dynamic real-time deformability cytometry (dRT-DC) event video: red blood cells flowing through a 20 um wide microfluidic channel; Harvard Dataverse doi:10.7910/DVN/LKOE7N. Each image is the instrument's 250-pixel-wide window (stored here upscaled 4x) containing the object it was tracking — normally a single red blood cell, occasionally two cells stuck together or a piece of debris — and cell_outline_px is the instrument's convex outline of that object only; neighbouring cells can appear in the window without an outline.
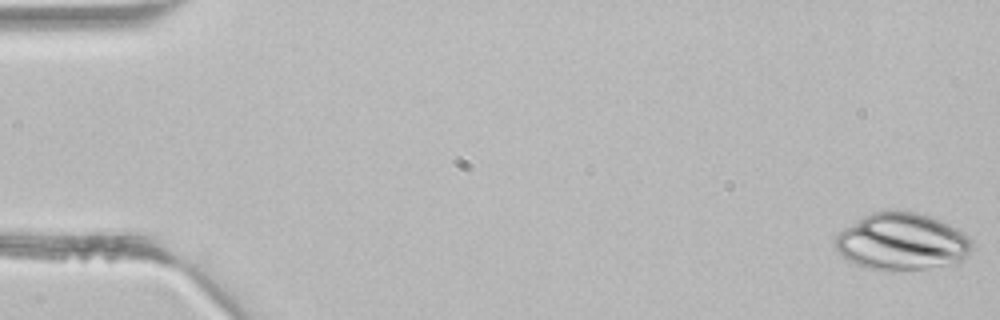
{"species": "common noctule bat (a hibernating species)", "species_latin": "Nyctalus noctula", "temperature_condition": "room temperature", "stored_images_in_passage": 44, "camera_frame_rate_fps": 3000, "um_per_image_px": 0.085, "animal": {"sex": "male", "body_mass_g": 21.5, "forearm_length_mm": 52.0}, "frame": {"image": 1, "passage_image": 1, "time_ms": 0.0, "image_size_px": [1000, 320], "cell_outline_px": [[972, 248], [956, 264], [928, 268], [868, 268], [856, 264], [848, 260], [836, 252], [832, 244], [836, 236], [844, 228], [864, 216], [872, 212], [888, 208], [900, 208], [916, 212], [940, 220], [956, 228], [968, 236], [972, 240]], "centroid_in_image_um": [76.63, 20.49], "position_along_channel_um": 8.4, "area_um2": 45.43}}
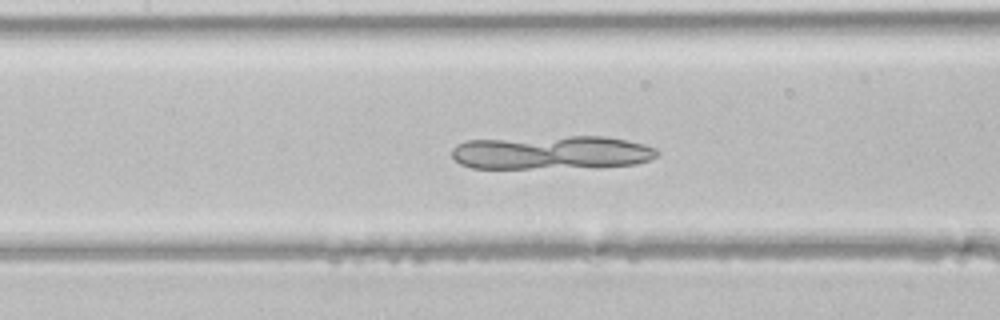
{"frame": {"image": 2, "passage_image": 20, "time_ms": 6.333, "image_size_px": [1000, 320], "cell_outline_px": [[660, 152], [656, 156], [648, 160], [636, 164], [596, 168], [472, 168], [460, 164], [452, 156], [452, 148], [456, 144], [464, 140], [568, 136], [604, 136], [628, 140], [644, 144], [656, 148]], "centroid_in_image_um": [46.91, 12.97], "position_along_channel_um": 160.5, "area_um2": 40.92}}
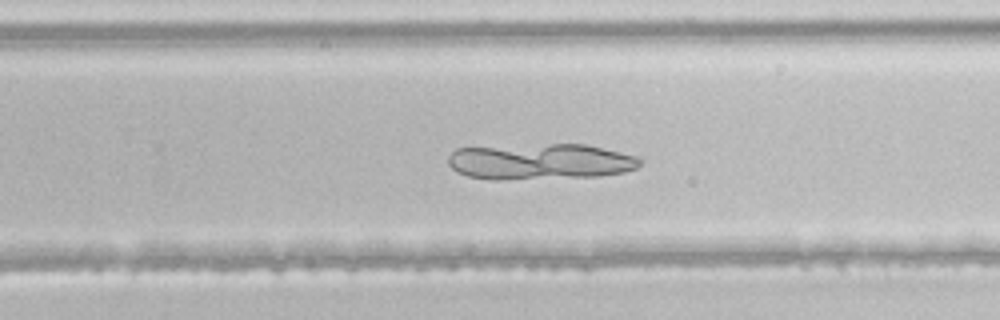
{"frame": {"image": 3, "passage_image": 28, "time_ms": 9.0, "image_size_px": [1000, 320], "cell_outline_px": [[640, 164], [636, 168], [624, 172], [600, 176], [496, 180], [492, 180], [468, 176], [456, 172], [448, 164], [448, 156], [456, 148], [552, 144], [588, 144], [636, 156], [640, 160]], "centroid_in_image_um": [45.9, 13.74], "position_along_channel_um": 283.9, "area_um2": 40.23}}